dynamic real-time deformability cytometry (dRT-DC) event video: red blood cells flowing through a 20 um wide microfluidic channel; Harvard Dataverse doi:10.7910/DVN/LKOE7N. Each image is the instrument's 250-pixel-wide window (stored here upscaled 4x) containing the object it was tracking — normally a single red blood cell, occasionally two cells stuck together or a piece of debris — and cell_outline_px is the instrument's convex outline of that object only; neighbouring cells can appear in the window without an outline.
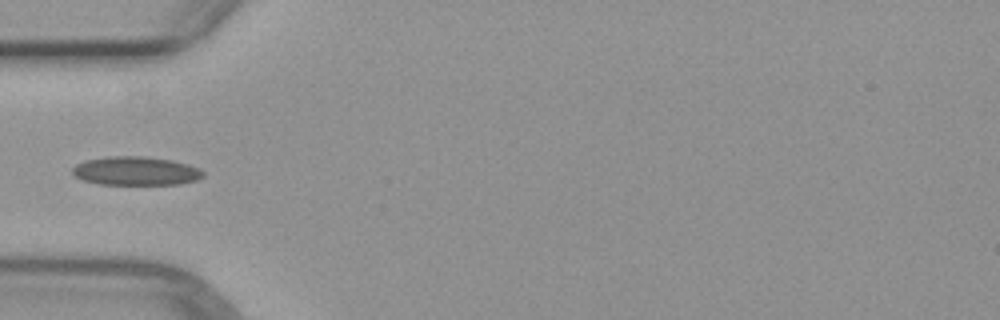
{"species": "common noctule bat (a hibernating species)", "species_latin": "Nyctalus noctula", "temperature_condition": "warm", "stored_images_in_passage": 2, "camera_frame_rate_fps": 3000, "um_per_image_px": 0.085, "animal": {"sex": "female", "body_mass_g": 29.2, "forearm_length_mm": 56.3}, "frame": {"image": 1, "passage_image": 1, "time_ms": 0.0, "image_size_px": [1000, 320], "cell_outline_px": [[204, 176], [196, 180], [180, 184], [96, 184], [72, 176], [72, 168], [76, 164], [88, 160], [112, 156], [144, 156], [172, 160], [188, 164], [200, 168], [204, 172]], "centroid_in_image_um": [11.55, 14.53], "position_along_channel_um": 73.4, "area_um2": 21.91}}
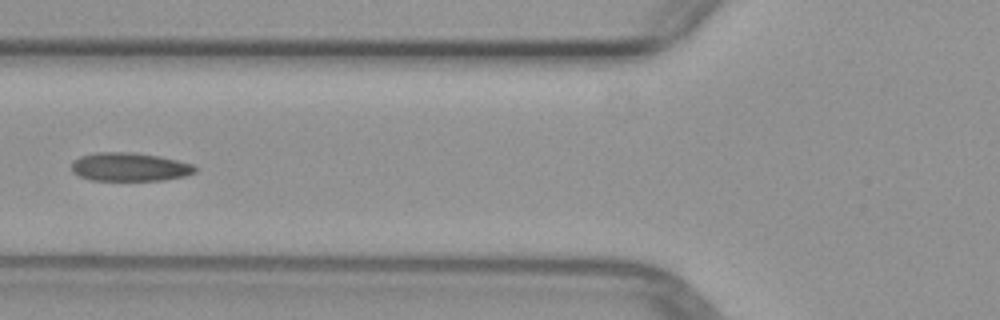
{"frame": {"image": 2, "passage_image": 2, "time_ms": 1.0, "image_size_px": [1000, 320], "cell_outline_px": [[200, 168], [196, 172], [184, 176], [164, 180], [92, 180], [80, 176], [72, 172], [72, 160], [80, 156], [96, 152], [132, 152], [160, 156], [196, 164]], "centroid_in_image_um": [11.07, 14.18], "position_along_channel_um": 114.7, "area_um2": 20.81}}